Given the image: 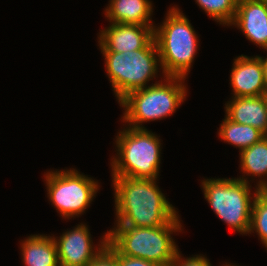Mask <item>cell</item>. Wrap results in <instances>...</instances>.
<instances>
[{
    "instance_id": "6da1fadb",
    "label": "cell",
    "mask_w": 267,
    "mask_h": 266,
    "mask_svg": "<svg viewBox=\"0 0 267 266\" xmlns=\"http://www.w3.org/2000/svg\"><path fill=\"white\" fill-rule=\"evenodd\" d=\"M156 180L112 177L116 226L157 227L171 223L179 216Z\"/></svg>"
},
{
    "instance_id": "7a4b0ae2",
    "label": "cell",
    "mask_w": 267,
    "mask_h": 266,
    "mask_svg": "<svg viewBox=\"0 0 267 266\" xmlns=\"http://www.w3.org/2000/svg\"><path fill=\"white\" fill-rule=\"evenodd\" d=\"M180 221L178 216L157 227L116 226L107 232V242L121 255L171 266L179 252L171 234L182 231Z\"/></svg>"
},
{
    "instance_id": "3957f363",
    "label": "cell",
    "mask_w": 267,
    "mask_h": 266,
    "mask_svg": "<svg viewBox=\"0 0 267 266\" xmlns=\"http://www.w3.org/2000/svg\"><path fill=\"white\" fill-rule=\"evenodd\" d=\"M145 88L129 92L118 103L124 108L123 122L135 129H145L142 123L171 116L187 96L185 78L165 76Z\"/></svg>"
},
{
    "instance_id": "277c9868",
    "label": "cell",
    "mask_w": 267,
    "mask_h": 266,
    "mask_svg": "<svg viewBox=\"0 0 267 266\" xmlns=\"http://www.w3.org/2000/svg\"><path fill=\"white\" fill-rule=\"evenodd\" d=\"M167 12L162 24L154 28L163 77L186 79L197 53L198 35L177 5Z\"/></svg>"
},
{
    "instance_id": "5b68a950",
    "label": "cell",
    "mask_w": 267,
    "mask_h": 266,
    "mask_svg": "<svg viewBox=\"0 0 267 266\" xmlns=\"http://www.w3.org/2000/svg\"><path fill=\"white\" fill-rule=\"evenodd\" d=\"M117 154L112 159V177L157 179L161 141L153 132L127 127L116 136Z\"/></svg>"
},
{
    "instance_id": "8992f818",
    "label": "cell",
    "mask_w": 267,
    "mask_h": 266,
    "mask_svg": "<svg viewBox=\"0 0 267 266\" xmlns=\"http://www.w3.org/2000/svg\"><path fill=\"white\" fill-rule=\"evenodd\" d=\"M204 198L216 215L234 231L248 234L252 204L260 190L251 185L245 174L239 178L203 179ZM253 195V196H251Z\"/></svg>"
},
{
    "instance_id": "52a82bcc",
    "label": "cell",
    "mask_w": 267,
    "mask_h": 266,
    "mask_svg": "<svg viewBox=\"0 0 267 266\" xmlns=\"http://www.w3.org/2000/svg\"><path fill=\"white\" fill-rule=\"evenodd\" d=\"M101 53L118 102L129 92L147 87V82L155 78L158 69H162L158 68L161 62L154 38L140 50Z\"/></svg>"
},
{
    "instance_id": "ba28073f",
    "label": "cell",
    "mask_w": 267,
    "mask_h": 266,
    "mask_svg": "<svg viewBox=\"0 0 267 266\" xmlns=\"http://www.w3.org/2000/svg\"><path fill=\"white\" fill-rule=\"evenodd\" d=\"M44 176L49 200L64 219L83 214L100 187L98 181L74 168L49 171Z\"/></svg>"
},
{
    "instance_id": "9c48e42d",
    "label": "cell",
    "mask_w": 267,
    "mask_h": 266,
    "mask_svg": "<svg viewBox=\"0 0 267 266\" xmlns=\"http://www.w3.org/2000/svg\"><path fill=\"white\" fill-rule=\"evenodd\" d=\"M53 238L57 245L59 266H88L107 244L105 233L99 247H95L88 226L83 223Z\"/></svg>"
},
{
    "instance_id": "30bf717a",
    "label": "cell",
    "mask_w": 267,
    "mask_h": 266,
    "mask_svg": "<svg viewBox=\"0 0 267 266\" xmlns=\"http://www.w3.org/2000/svg\"><path fill=\"white\" fill-rule=\"evenodd\" d=\"M153 38L152 26L110 23L100 30L98 43L101 52L124 53L143 49Z\"/></svg>"
},
{
    "instance_id": "8fae6325",
    "label": "cell",
    "mask_w": 267,
    "mask_h": 266,
    "mask_svg": "<svg viewBox=\"0 0 267 266\" xmlns=\"http://www.w3.org/2000/svg\"><path fill=\"white\" fill-rule=\"evenodd\" d=\"M232 97H257L267 95L264 84L262 57L241 55L234 59L230 73Z\"/></svg>"
},
{
    "instance_id": "7c38bea8",
    "label": "cell",
    "mask_w": 267,
    "mask_h": 266,
    "mask_svg": "<svg viewBox=\"0 0 267 266\" xmlns=\"http://www.w3.org/2000/svg\"><path fill=\"white\" fill-rule=\"evenodd\" d=\"M232 25L267 51V0H238Z\"/></svg>"
},
{
    "instance_id": "4fadbf2b",
    "label": "cell",
    "mask_w": 267,
    "mask_h": 266,
    "mask_svg": "<svg viewBox=\"0 0 267 266\" xmlns=\"http://www.w3.org/2000/svg\"><path fill=\"white\" fill-rule=\"evenodd\" d=\"M225 116L233 122L251 125L265 136L267 132V95L232 97L225 104Z\"/></svg>"
},
{
    "instance_id": "5bb4252c",
    "label": "cell",
    "mask_w": 267,
    "mask_h": 266,
    "mask_svg": "<svg viewBox=\"0 0 267 266\" xmlns=\"http://www.w3.org/2000/svg\"><path fill=\"white\" fill-rule=\"evenodd\" d=\"M110 23L153 26V7L150 0H110L104 10Z\"/></svg>"
},
{
    "instance_id": "9a60e30c",
    "label": "cell",
    "mask_w": 267,
    "mask_h": 266,
    "mask_svg": "<svg viewBox=\"0 0 267 266\" xmlns=\"http://www.w3.org/2000/svg\"><path fill=\"white\" fill-rule=\"evenodd\" d=\"M25 266H59L57 245L53 236L30 235L21 243Z\"/></svg>"
},
{
    "instance_id": "2e32d148",
    "label": "cell",
    "mask_w": 267,
    "mask_h": 266,
    "mask_svg": "<svg viewBox=\"0 0 267 266\" xmlns=\"http://www.w3.org/2000/svg\"><path fill=\"white\" fill-rule=\"evenodd\" d=\"M240 152V168L246 176H258L256 188L263 191L267 187V137ZM264 176H266L263 178ZM263 178V179H262Z\"/></svg>"
},
{
    "instance_id": "e0dca14e",
    "label": "cell",
    "mask_w": 267,
    "mask_h": 266,
    "mask_svg": "<svg viewBox=\"0 0 267 266\" xmlns=\"http://www.w3.org/2000/svg\"><path fill=\"white\" fill-rule=\"evenodd\" d=\"M218 131L219 137L224 142L239 148L240 151L251 147L265 136L260 130L251 125L233 122L226 116L220 124Z\"/></svg>"
},
{
    "instance_id": "ac0fdd59",
    "label": "cell",
    "mask_w": 267,
    "mask_h": 266,
    "mask_svg": "<svg viewBox=\"0 0 267 266\" xmlns=\"http://www.w3.org/2000/svg\"><path fill=\"white\" fill-rule=\"evenodd\" d=\"M195 2L219 24L231 26L236 15L238 0H195Z\"/></svg>"
},
{
    "instance_id": "d6986e66",
    "label": "cell",
    "mask_w": 267,
    "mask_h": 266,
    "mask_svg": "<svg viewBox=\"0 0 267 266\" xmlns=\"http://www.w3.org/2000/svg\"><path fill=\"white\" fill-rule=\"evenodd\" d=\"M254 231L267 248V195L263 191L256 195L252 204L248 234L254 233Z\"/></svg>"
},
{
    "instance_id": "ffe728a7",
    "label": "cell",
    "mask_w": 267,
    "mask_h": 266,
    "mask_svg": "<svg viewBox=\"0 0 267 266\" xmlns=\"http://www.w3.org/2000/svg\"><path fill=\"white\" fill-rule=\"evenodd\" d=\"M106 247L117 257L118 266H162L145 259L121 255L108 242Z\"/></svg>"
},
{
    "instance_id": "44dd1931",
    "label": "cell",
    "mask_w": 267,
    "mask_h": 266,
    "mask_svg": "<svg viewBox=\"0 0 267 266\" xmlns=\"http://www.w3.org/2000/svg\"><path fill=\"white\" fill-rule=\"evenodd\" d=\"M180 251L176 254L175 260L172 262L171 266H212L209 259L203 255H195L192 257L182 258ZM227 266L228 263L222 264Z\"/></svg>"
},
{
    "instance_id": "7402d4cb",
    "label": "cell",
    "mask_w": 267,
    "mask_h": 266,
    "mask_svg": "<svg viewBox=\"0 0 267 266\" xmlns=\"http://www.w3.org/2000/svg\"><path fill=\"white\" fill-rule=\"evenodd\" d=\"M88 266H118L117 257L105 246Z\"/></svg>"
},
{
    "instance_id": "603a6c76",
    "label": "cell",
    "mask_w": 267,
    "mask_h": 266,
    "mask_svg": "<svg viewBox=\"0 0 267 266\" xmlns=\"http://www.w3.org/2000/svg\"><path fill=\"white\" fill-rule=\"evenodd\" d=\"M262 67H263V76H264V84L266 86L267 91V57H262Z\"/></svg>"
},
{
    "instance_id": "cb8c5ba5",
    "label": "cell",
    "mask_w": 267,
    "mask_h": 266,
    "mask_svg": "<svg viewBox=\"0 0 267 266\" xmlns=\"http://www.w3.org/2000/svg\"><path fill=\"white\" fill-rule=\"evenodd\" d=\"M263 192L267 195V188H265V189L263 190Z\"/></svg>"
},
{
    "instance_id": "d4e9b609",
    "label": "cell",
    "mask_w": 267,
    "mask_h": 266,
    "mask_svg": "<svg viewBox=\"0 0 267 266\" xmlns=\"http://www.w3.org/2000/svg\"><path fill=\"white\" fill-rule=\"evenodd\" d=\"M227 266H237V265H235V264L233 265V264L230 263V264H228Z\"/></svg>"
}]
</instances>
